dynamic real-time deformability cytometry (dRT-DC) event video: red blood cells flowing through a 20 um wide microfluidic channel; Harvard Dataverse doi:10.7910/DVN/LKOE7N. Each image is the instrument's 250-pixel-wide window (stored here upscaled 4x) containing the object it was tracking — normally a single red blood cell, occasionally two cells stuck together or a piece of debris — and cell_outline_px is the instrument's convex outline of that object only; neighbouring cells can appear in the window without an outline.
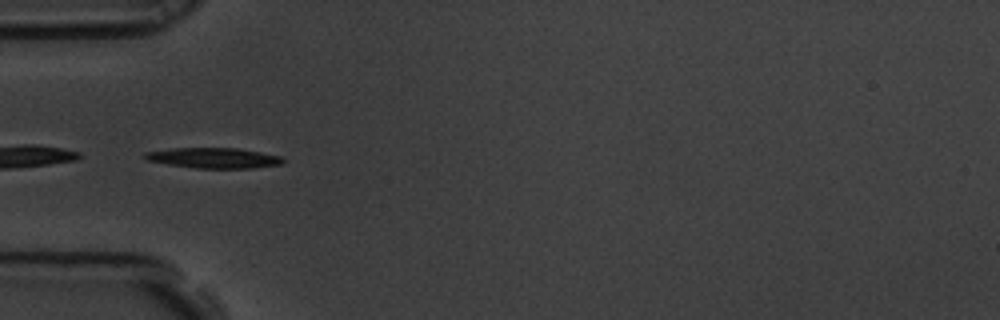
{"species": "common noctule bat (a hibernating species)", "species_latin": "Nyctalus noctula", "temperature_condition": "room temperature", "stored_images_in_passage": 35, "camera_frame_rate_fps": 3000, "um_per_image_px": 0.085, "animal": {"sex": "male", "body_mass_g": 19.5, "forearm_length_mm": 54.6}, "frame": {"image": 1, "passage_image": 1, "time_ms": 0.0, "image_size_px": [1000, 320], "cell_outline_px": [[284, 164], [252, 168], [196, 168], [168, 164], [148, 160], [144, 156], [144, 152], [172, 148], [236, 148], [260, 152], [280, 156], [284, 160]], "centroid_in_image_um": [18.18, 13.42], "position_along_channel_um": 66.8, "area_um2": 16.3}}